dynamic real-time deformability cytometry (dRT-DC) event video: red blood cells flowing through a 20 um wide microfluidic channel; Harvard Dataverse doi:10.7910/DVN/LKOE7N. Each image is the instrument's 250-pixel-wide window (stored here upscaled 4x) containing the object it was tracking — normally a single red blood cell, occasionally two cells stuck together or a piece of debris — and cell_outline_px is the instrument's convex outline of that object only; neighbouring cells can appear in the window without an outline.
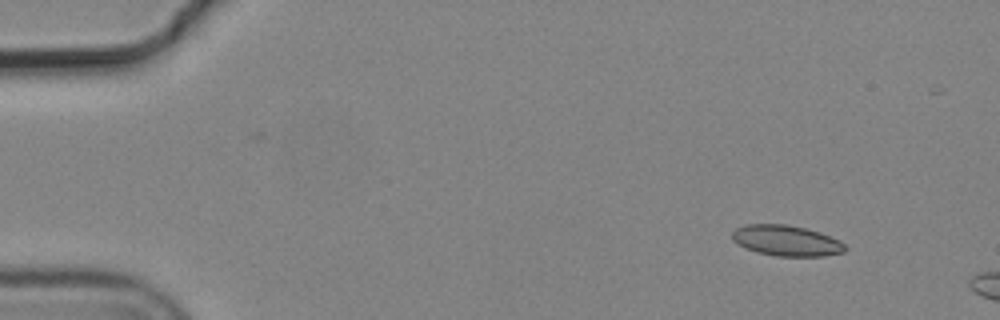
{"species": "common noctule bat (a hibernating species)", "species_latin": "Nyctalus noctula", "temperature_condition": "cold", "stored_images_in_passage": 3, "camera_frame_rate_fps": 3000, "um_per_image_px": 0.085, "animal": {"sex": "male", "body_mass_g": 19.2, "forearm_length_mm": 51.8}, "frame": {"image": 1, "passage_image": 1, "time_ms": 0.0, "image_size_px": [1000, 320], "cell_outline_px": [[848, 248], [844, 252], [824, 256], [776, 256], [756, 252], [744, 248], [732, 240], [732, 232], [736, 228], [744, 224], [788, 224], [820, 232], [840, 240]], "centroid_in_image_um": [66.83, 20.45], "position_along_channel_um": 18.2, "area_um2": 20.4}}